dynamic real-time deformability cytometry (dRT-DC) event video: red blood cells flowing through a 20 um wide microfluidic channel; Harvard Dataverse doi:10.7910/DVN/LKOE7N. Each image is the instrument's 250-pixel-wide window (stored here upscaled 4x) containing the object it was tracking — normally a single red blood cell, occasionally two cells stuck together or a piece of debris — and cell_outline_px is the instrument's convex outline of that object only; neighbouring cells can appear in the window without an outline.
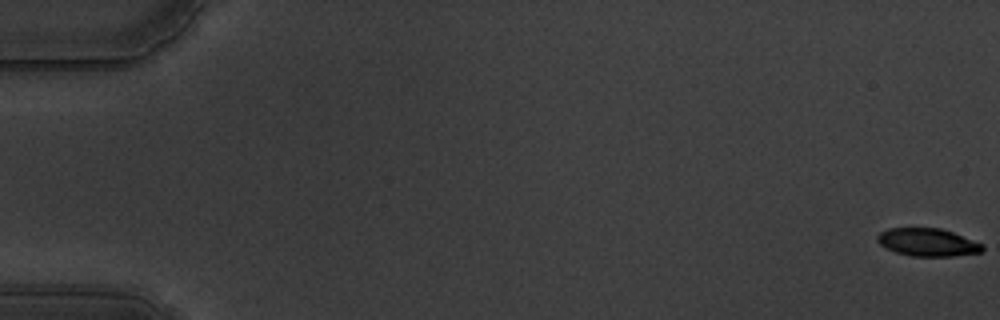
{"species": "common noctule bat (a hibernating species)", "species_latin": "Nyctalus noctula", "temperature_condition": "warm", "stored_images_in_passage": 59, "camera_frame_rate_fps": 3000, "um_per_image_px": 0.085, "animal": {"sex": "male", "body_mass_g": 19.5, "forearm_length_mm": 54.6}, "frame": {"image": 1, "passage_image": 1, "time_ms": 0.0, "image_size_px": [1000, 320], "cell_outline_px": [[984, 248], [980, 252], [952, 256], [912, 256], [896, 252], [884, 248], [876, 240], [876, 236], [880, 232], [888, 228], [940, 228], [952, 232], [984, 244]], "centroid_in_image_um": [78.82, 20.59], "position_along_channel_um": 6.2, "area_um2": 17.05}}
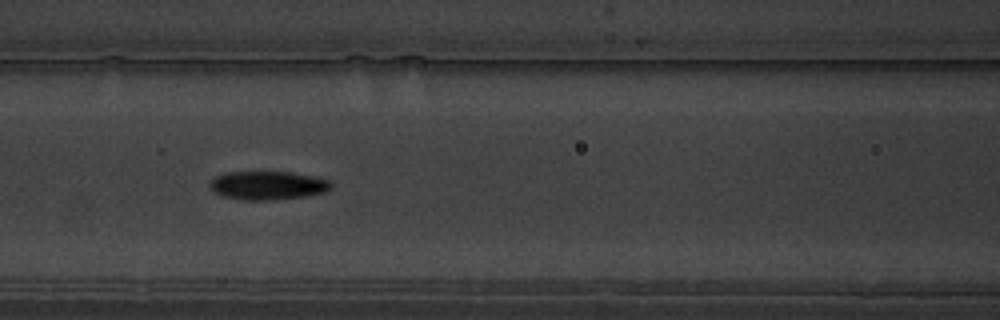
{"frame": {"image": 2, "passage_image": 27, "time_ms": 8.667, "image_size_px": [1000, 320], "cell_outline_px": [[332, 188], [324, 192], [304, 196], [268, 200], [244, 200], [224, 196], [216, 192], [212, 188], [212, 180], [216, 176], [224, 172], [292, 172], [312, 176], [328, 180], [332, 184]], "centroid_in_image_um": [22.79, 15.75], "position_along_channel_um": 143.8, "area_um2": 19.83}}
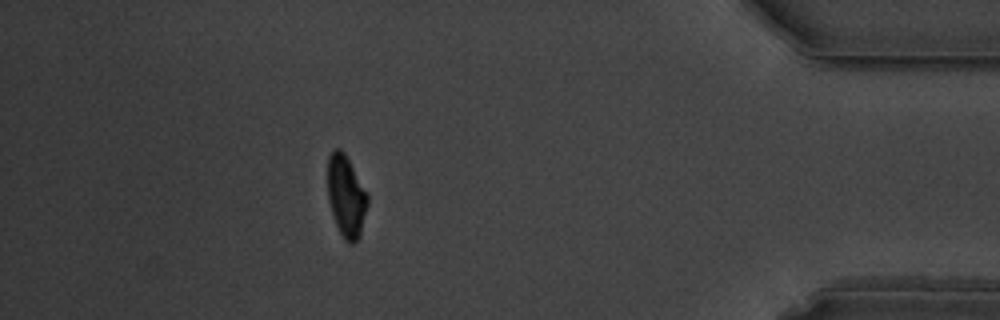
{"frame": {"image": 3, "passage_image": 53, "time_ms": 17.333, "image_size_px": [1000, 320], "cell_outline_px": [[368, 204], [360, 236], [352, 244], [348, 244], [344, 240], [336, 224], [328, 200], [328, 156], [332, 148], [340, 148], [344, 152], [368, 196]], "centroid_in_image_um": [29.41, 16.68], "position_along_channel_um": 405.8, "area_um2": 18.84}, "authors_computed_cell_mechanics": {"area_um2": 19.4786, "velocity_mm_per_s": 3.5226, "shape_relaxation_time_tau1_ms": 5.1713, "shape_relaxation_time_tau2_ms": 2.6264, "deformation_change_tau1": 0.1766, "deformation_change_tau2": 0.0675}}